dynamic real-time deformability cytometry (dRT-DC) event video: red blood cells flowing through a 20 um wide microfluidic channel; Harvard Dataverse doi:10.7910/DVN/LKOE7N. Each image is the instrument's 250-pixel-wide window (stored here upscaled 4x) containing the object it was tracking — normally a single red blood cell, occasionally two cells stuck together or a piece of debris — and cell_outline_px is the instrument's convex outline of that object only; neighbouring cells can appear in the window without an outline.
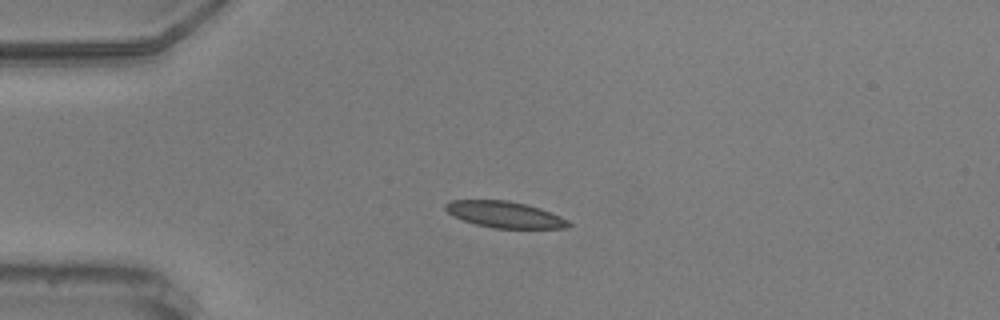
{"species": "common noctule bat (a hibernating species)", "species_latin": "Nyctalus noctula", "temperature_condition": "warm", "stored_images_in_passage": 43, "camera_frame_rate_fps": 3000, "um_per_image_px": 0.085, "animal": {"sex": "male", "body_mass_g": 20.5, "forearm_length_mm": 52.5}, "frame": {"image": 1, "passage_image": 1, "time_ms": 0.0, "image_size_px": [1000, 320], "cell_outline_px": [[572, 224], [568, 228], [492, 228], [476, 224], [464, 220], [448, 212], [444, 208], [444, 204], [452, 200], [508, 200], [528, 204], [540, 208], [560, 216], [568, 220]], "centroid_in_image_um": [42.93, 18.23], "position_along_channel_um": 42.1, "area_um2": 18.84}}
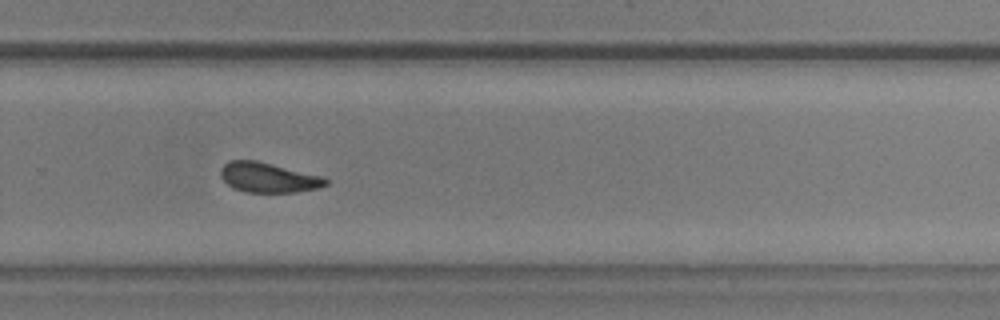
{"frame": {"image": 2, "passage_image": 25, "time_ms": 8.0, "image_size_px": [1000, 320], "cell_outline_px": [[328, 184], [320, 188], [296, 192], [244, 192], [232, 188], [220, 176], [220, 168], [228, 160], [256, 160], [320, 176], [328, 180]], "centroid_in_image_um": [22.76, 15.09], "position_along_channel_um": 307.0, "area_um2": 18.26}}
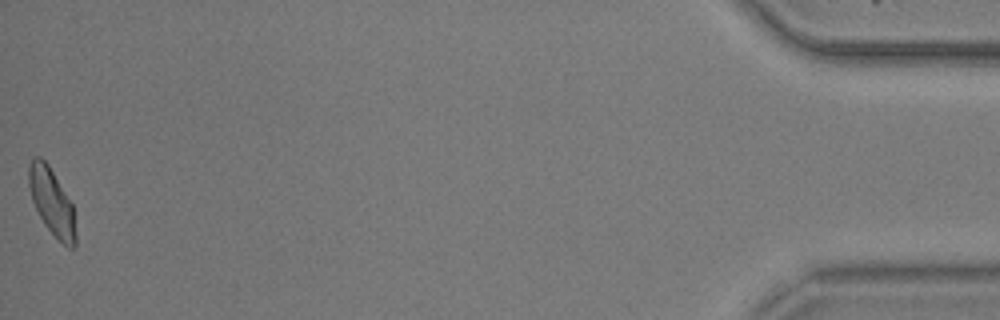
{"frame": {"image": 3, "passage_image": 43, "time_ms": 14.0, "image_size_px": [1000, 320], "cell_outline_px": [[76, 244], [72, 248], [68, 248], [44, 224], [32, 200], [28, 184], [28, 168], [32, 160], [36, 156], [40, 156], [48, 164], [72, 204], [76, 236]], "centroid_in_image_um": [4.39, 17.15], "position_along_channel_um": 430.8, "area_um2": 17.8}, "authors_computed_cell_mechanics": {"area_um2": 18.7272, "velocity_mm_per_s": 3.6332, "shape_relaxation_time_tau1_ms": 4.2921, "shape_relaxation_time_tau2_ms": 1.7013, "deformation_change_tau1": 0.1208, "deformation_change_tau2": 0.0952}}